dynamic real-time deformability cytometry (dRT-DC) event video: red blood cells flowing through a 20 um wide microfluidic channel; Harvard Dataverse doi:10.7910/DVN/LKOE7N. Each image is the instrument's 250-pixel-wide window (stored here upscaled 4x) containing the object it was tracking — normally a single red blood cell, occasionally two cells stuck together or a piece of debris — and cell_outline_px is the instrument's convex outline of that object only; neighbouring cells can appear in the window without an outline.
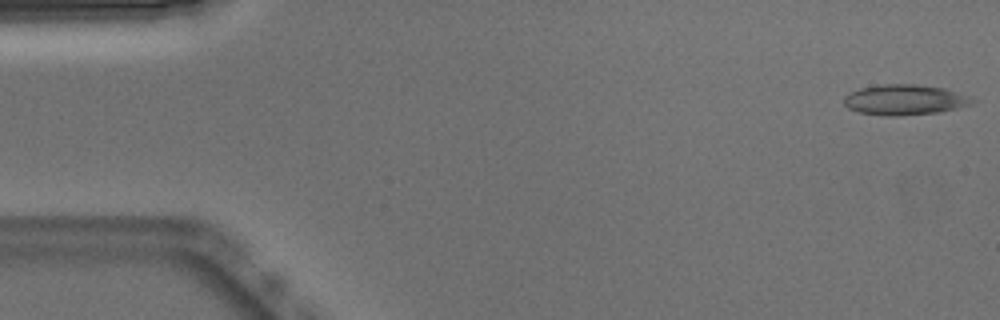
{"species": "Egyptian fruit bat (a non-hibernating species)", "species_latin": "Rousettus aegyptiacus", "temperature_condition": "warm", "stored_images_in_passage": 7, "camera_frame_rate_fps": 3000, "um_per_image_px": 0.085, "animal": {"sex": "male"}, "frame": {"image": 1, "passage_image": 1, "time_ms": 0.0, "image_size_px": [1000, 320], "cell_outline_px": [[976, 100], [972, 104], [940, 112], [900, 116], [884, 116], [860, 112], [848, 108], [844, 104], [844, 96], [848, 92], [860, 88], [884, 84], [916, 84], [944, 88], [972, 96]], "centroid_in_image_um": [76.91, 8.48], "position_along_channel_um": 8.1, "area_um2": 22.95}}